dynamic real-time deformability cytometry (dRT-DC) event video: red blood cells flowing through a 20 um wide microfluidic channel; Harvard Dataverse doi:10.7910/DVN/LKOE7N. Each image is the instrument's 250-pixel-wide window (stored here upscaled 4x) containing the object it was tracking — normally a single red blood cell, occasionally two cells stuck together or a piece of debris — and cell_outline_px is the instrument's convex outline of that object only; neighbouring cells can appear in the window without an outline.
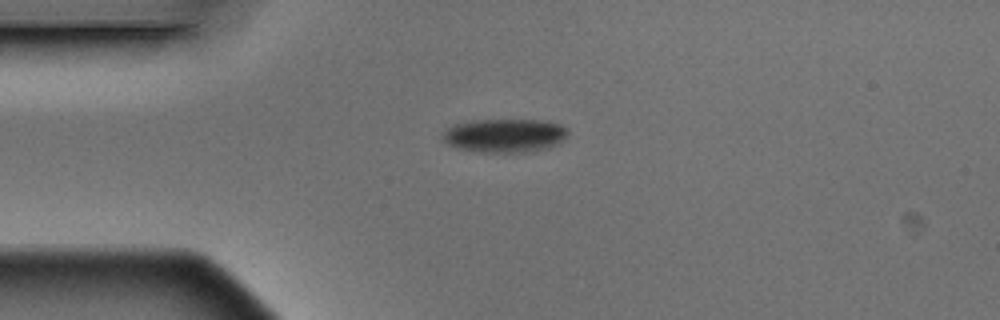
{"species": "Egyptian fruit bat (a non-hibernating species)", "species_latin": "Rousettus aegyptiacus", "temperature_condition": "warm", "stored_images_in_passage": 6, "camera_frame_rate_fps": 3000, "um_per_image_px": 0.085, "animal": {"sex": "male"}, "frame": {"image": 1, "passage_image": 1, "time_ms": 0.0, "image_size_px": [1000, 320], "cell_outline_px": [[568, 132], [556, 144], [548, 148], [524, 152], [480, 152], [460, 148], [448, 144], [440, 136], [452, 124], [468, 120], [548, 120], [560, 124], [568, 128]], "centroid_in_image_um": [42.88, 11.5], "position_along_channel_um": 42.1, "area_um2": 24.57}}
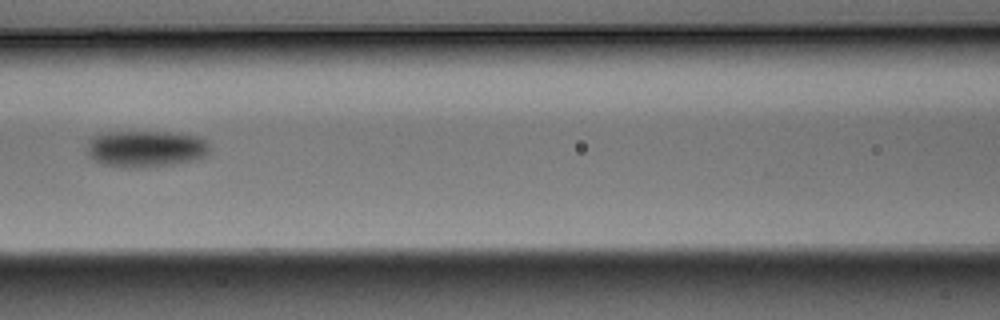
{"frame": {"image": 2, "passage_image": 4, "time_ms": 1.0, "image_size_px": [1000, 320], "cell_outline_px": [[208, 152], [204, 156], [196, 160], [172, 164], [136, 168], [128, 168], [104, 164], [88, 156], [88, 140], [92, 136], [108, 132], [168, 132], [200, 136], [208, 144]], "centroid_in_image_um": [12.38, 12.64], "position_along_channel_um": 154.2, "area_um2": 26.07}}
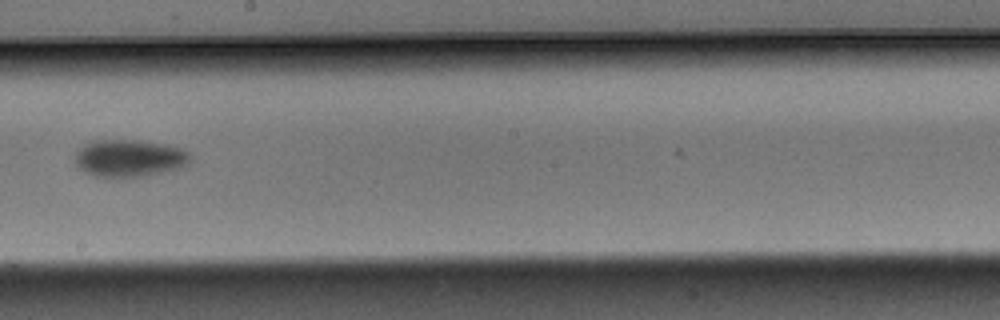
{"frame": {"image": 3, "passage_image": 6, "time_ms": 1.667, "image_size_px": [1000, 320], "cell_outline_px": [[192, 156], [188, 164], [180, 168], [144, 176], [96, 176], [84, 172], [76, 168], [76, 152], [84, 144], [96, 140], [136, 140], [168, 144], [180, 148], [188, 152]], "centroid_in_image_um": [11.0, 13.43], "position_along_channel_um": 237.2, "area_um2": 24.97}}